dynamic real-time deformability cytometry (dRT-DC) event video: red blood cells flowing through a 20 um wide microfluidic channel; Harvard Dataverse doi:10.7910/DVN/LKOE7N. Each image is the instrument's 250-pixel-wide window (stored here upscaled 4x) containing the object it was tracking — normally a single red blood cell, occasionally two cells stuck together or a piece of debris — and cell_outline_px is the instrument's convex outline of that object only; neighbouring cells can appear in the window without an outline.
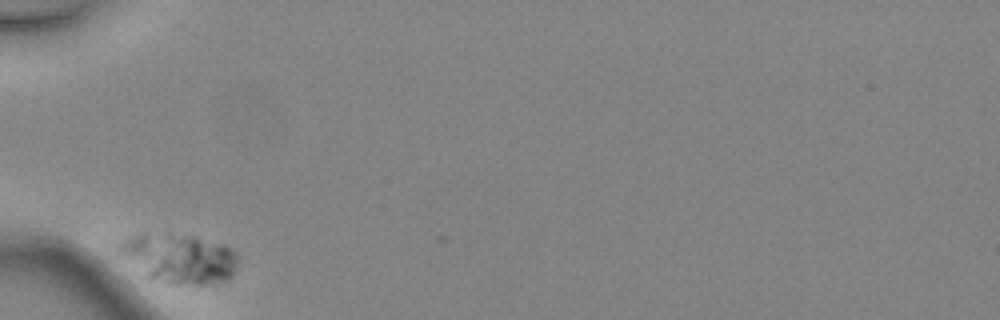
{"species": "common noctule bat (a hibernating species)", "species_latin": "Nyctalus noctula", "temperature_condition": "warm", "stored_images_in_passage": 2, "camera_frame_rate_fps": 3000, "um_per_image_px": 0.085, "animal": {"sex": "female", "body_mass_g": 24.6, "forearm_length_mm": 56.2}, "frame": {"image": 1, "passage_image": 1, "time_ms": 0.0, "image_size_px": [1000, 320], "cell_outline_px": [[240, 260], [232, 276], [228, 280], [212, 284], [172, 284], [148, 280], [116, 248], [120, 244], [144, 232], [168, 232], [192, 236], [224, 244], [232, 248], [236, 252]], "centroid_in_image_um": [15.3, 21.97], "position_along_channel_um": 69.7, "area_um2": 34.62}}